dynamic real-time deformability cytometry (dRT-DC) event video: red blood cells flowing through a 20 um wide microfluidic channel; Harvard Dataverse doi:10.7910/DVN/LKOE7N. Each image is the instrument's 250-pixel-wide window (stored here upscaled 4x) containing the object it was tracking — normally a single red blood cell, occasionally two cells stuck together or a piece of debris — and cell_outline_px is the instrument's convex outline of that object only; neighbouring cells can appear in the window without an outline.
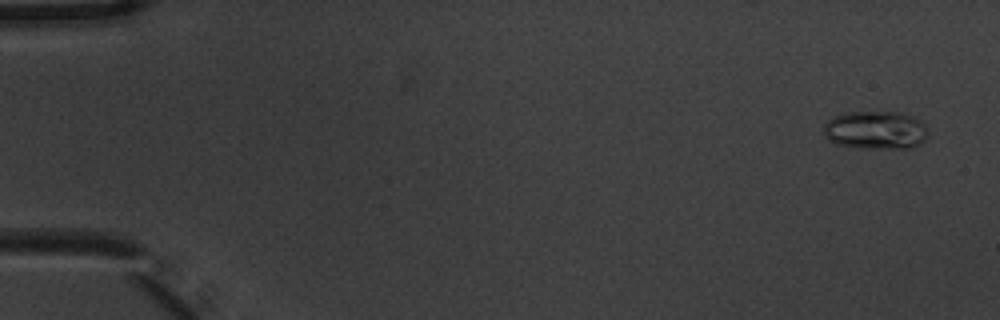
{"species": "common noctule bat (a hibernating species)", "species_latin": "Nyctalus noctula", "temperature_condition": "warm", "stored_images_in_passage": 7, "camera_frame_rate_fps": 3000, "um_per_image_px": 0.085, "animal": {"sex": "male", "body_mass_g": 20.1, "forearm_length_mm": 53.5}, "frame": {"image": 1, "passage_image": 1, "time_ms": 0.0, "image_size_px": [1000, 320], "cell_outline_px": [[928, 136], [920, 144], [912, 148], [860, 148], [836, 144], [828, 140], [824, 136], [824, 124], [828, 120], [836, 116], [848, 112], [900, 112], [912, 116], [924, 124], [928, 128]], "centroid_in_image_um": [74.44, 11.07], "position_along_channel_um": 10.6, "area_um2": 23.41}}
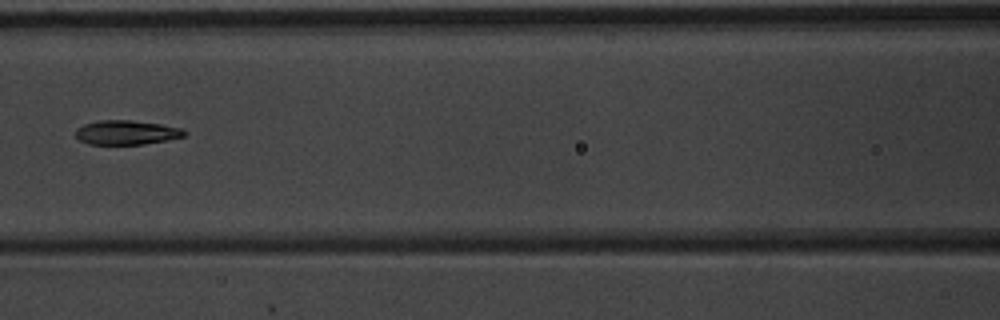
{"frame": {"image": 2, "passage_image": 7, "time_ms": 2.0, "image_size_px": [1000, 320], "cell_outline_px": [[184, 136], [168, 140], [144, 144], [88, 144], [80, 140], [76, 136], [76, 128], [84, 124], [100, 120], [132, 120], [160, 124], [180, 128], [184, 132]], "centroid_in_image_um": [10.71, 11.26], "position_along_channel_um": 155.9, "area_um2": 15.26}}